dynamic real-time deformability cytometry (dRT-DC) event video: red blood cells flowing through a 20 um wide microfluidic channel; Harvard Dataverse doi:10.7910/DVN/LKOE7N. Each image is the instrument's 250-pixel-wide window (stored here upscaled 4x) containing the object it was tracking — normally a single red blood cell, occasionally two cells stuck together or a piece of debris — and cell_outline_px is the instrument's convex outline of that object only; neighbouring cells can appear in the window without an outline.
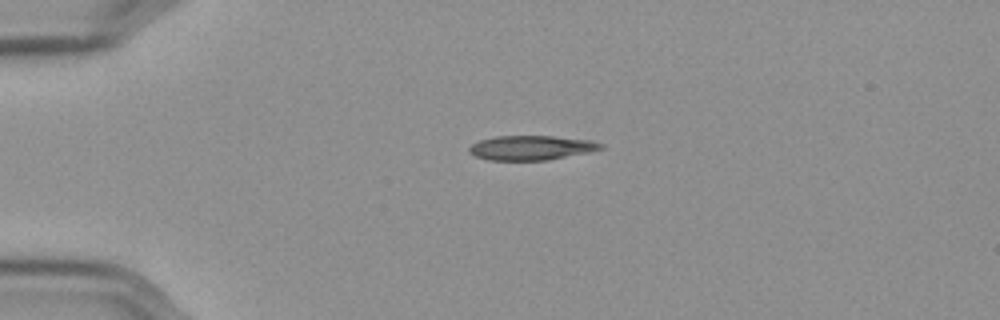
{"species": "Egyptian fruit bat (a non-hibernating species)", "species_latin": "Rousettus aegyptiacus", "temperature_condition": "cold", "stored_images_in_passage": 44, "camera_frame_rate_fps": 3000, "um_per_image_px": 0.085, "frame": {"image": 1, "passage_image": 1, "time_ms": 0.0, "image_size_px": [1000, 320], "cell_outline_px": [[604, 148], [588, 152], [548, 160], [488, 160], [476, 156], [468, 152], [468, 148], [472, 144], [480, 140], [496, 136], [552, 136], [592, 140], [604, 144]], "centroid_in_image_um": [45.16, 12.56], "position_along_channel_um": 39.8, "area_um2": 18.79}}
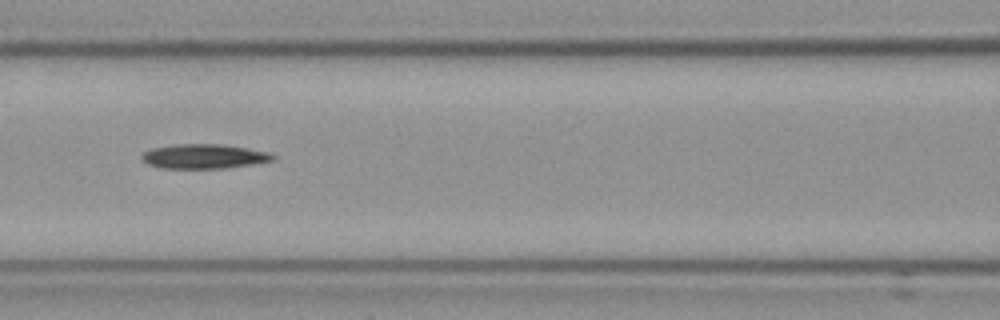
{"frame": {"image": 2, "passage_image": 13, "time_ms": 4.0, "image_size_px": [1000, 320], "cell_outline_px": [[276, 156], [272, 160], [224, 168], [160, 168], [148, 164], [140, 156], [144, 152], [152, 148], [176, 144], [220, 144], [272, 152]], "centroid_in_image_um": [17.32, 13.28], "position_along_channel_um": 149.3, "area_um2": 18.5}}
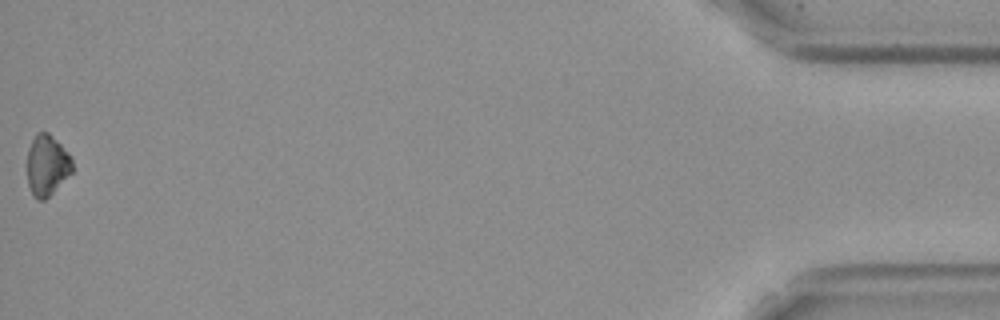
{"frame": {"image": 3, "passage_image": 44, "time_ms": 14.333, "image_size_px": [1000, 320], "cell_outline_px": [[72, 172], [44, 200], [36, 200], [28, 184], [28, 148], [36, 132], [48, 132], [72, 156]], "centroid_in_image_um": [4.0, 14.03], "position_along_channel_um": 431.2, "area_um2": 15.78}}